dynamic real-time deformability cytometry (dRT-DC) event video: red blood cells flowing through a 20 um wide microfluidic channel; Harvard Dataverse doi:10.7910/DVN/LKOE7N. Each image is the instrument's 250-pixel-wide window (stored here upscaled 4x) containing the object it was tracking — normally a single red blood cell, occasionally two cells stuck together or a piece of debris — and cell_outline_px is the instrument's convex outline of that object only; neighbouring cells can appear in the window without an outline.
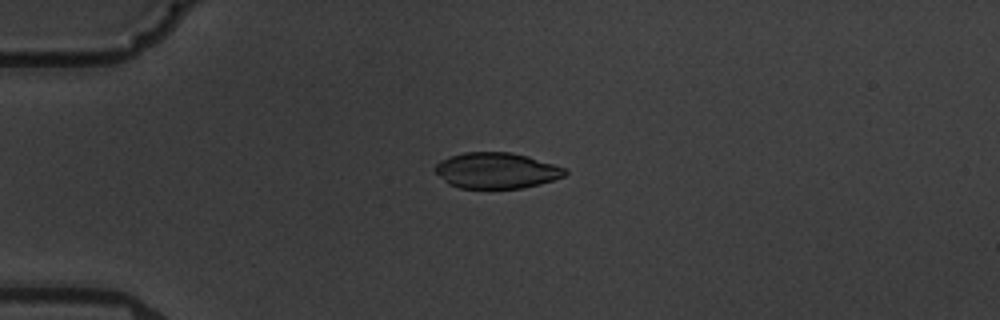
{"species": "common noctule bat (a hibernating species)", "species_latin": "Nyctalus noctula", "temperature_condition": "warm", "stored_images_in_passage": 7, "camera_frame_rate_fps": 3000, "um_per_image_px": 0.085, "animal": {"sex": "male", "body_mass_g": 19.5, "forearm_length_mm": 54.6}, "frame": {"image": 1, "passage_image": 5, "time_ms": 4.333, "image_size_px": [1000, 320], "cell_outline_px": [[568, 172], [564, 176], [540, 184], [520, 188], [460, 188], [448, 184], [432, 168], [440, 160], [464, 152], [512, 152], [528, 156], [564, 168]], "centroid_in_image_um": [42.17, 14.49], "position_along_channel_um": 42.8, "area_um2": 26.99}}
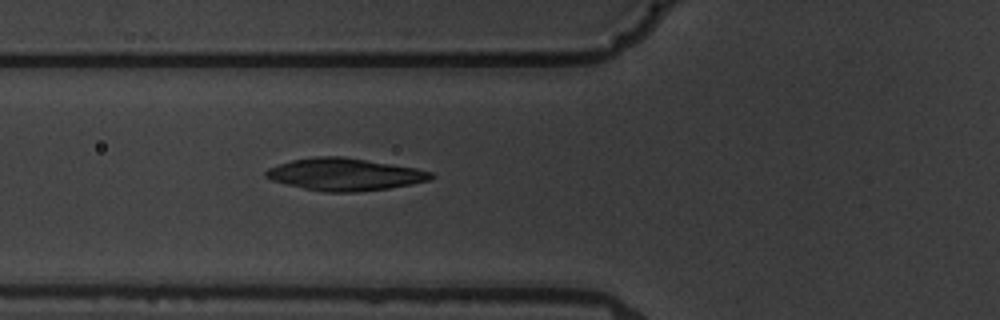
{"frame": {"image": 2, "passage_image": 7, "time_ms": 6.667, "image_size_px": [1000, 320], "cell_outline_px": [[436, 176], [428, 180], [388, 188], [356, 192], [324, 192], [304, 188], [272, 180], [264, 176], [264, 172], [268, 168], [292, 160], [316, 156], [344, 156], [416, 168], [432, 172]], "centroid_in_image_um": [29.29, 14.81], "position_along_channel_um": 96.5, "area_um2": 30.81}}